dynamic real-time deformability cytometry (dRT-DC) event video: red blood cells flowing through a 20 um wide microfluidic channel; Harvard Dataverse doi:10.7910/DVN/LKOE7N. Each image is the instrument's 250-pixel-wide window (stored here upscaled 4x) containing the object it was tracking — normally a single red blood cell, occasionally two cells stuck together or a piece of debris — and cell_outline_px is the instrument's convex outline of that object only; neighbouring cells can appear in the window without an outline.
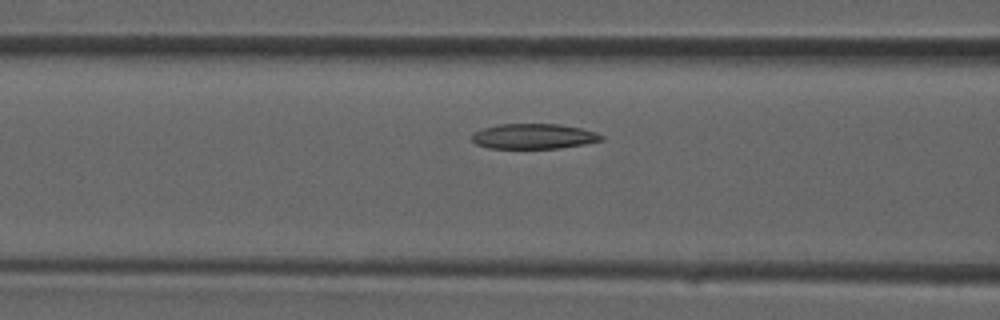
{"species": "common noctule bat (a hibernating species)", "species_latin": "Nyctalus noctula", "temperature_condition": "room temperature", "stored_images_in_passage": 31, "camera_frame_rate_fps": 3000, "um_per_image_px": 0.085, "animal": {"sex": "male", "forearm_length_mm": 52.5}, "frame": {"image": 1, "passage_image": 9, "time_ms": 2.667, "image_size_px": [1000, 320], "cell_outline_px": [[604, 140], [584, 144], [560, 148], [488, 148], [476, 144], [472, 140], [472, 132], [496, 124], [560, 124], [580, 128], [596, 132], [604, 136]], "centroid_in_image_um": [45.36, 11.58], "position_along_channel_um": 121.2, "area_um2": 19.07}}
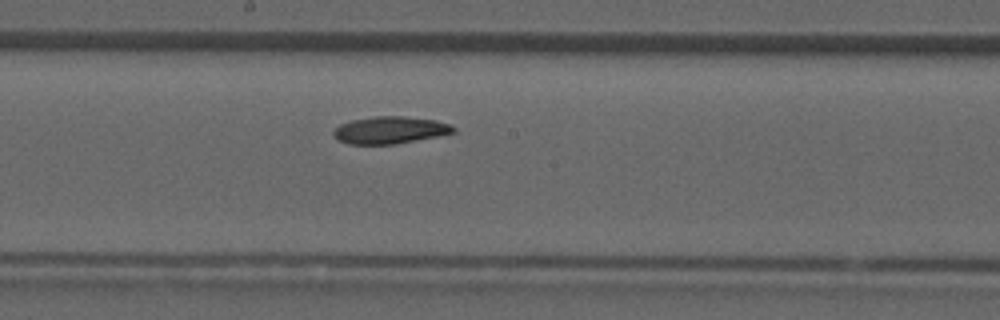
{"frame": {"image": 2, "passage_image": 14, "time_ms": 4.333, "image_size_px": [1000, 320], "cell_outline_px": [[456, 132], [396, 144], [348, 144], [332, 136], [332, 132], [340, 124], [352, 120], [376, 116], [404, 116], [436, 120], [448, 124], [456, 128]], "centroid_in_image_um": [33.14, 11.05], "position_along_channel_um": 215.1, "area_um2": 18.9}}
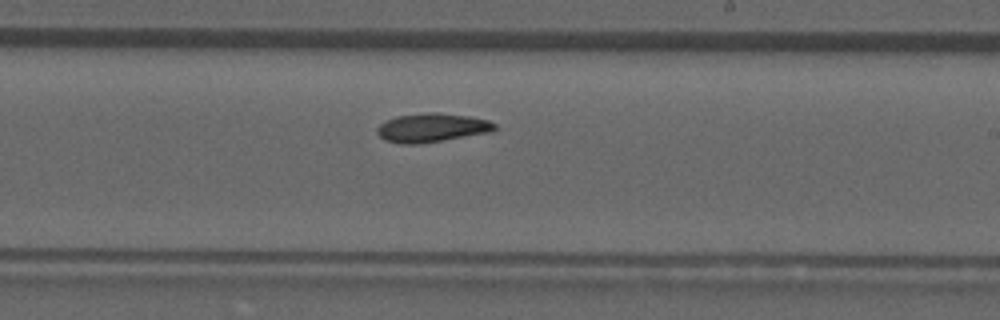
{"frame": {"image": 3, "passage_image": 16, "time_ms": 5.0, "image_size_px": [1000, 320], "cell_outline_px": [[496, 128], [492, 132], [420, 144], [400, 144], [384, 140], [376, 132], [376, 128], [384, 120], [396, 116], [428, 112], [436, 112], [468, 116], [488, 120], [496, 124]], "centroid_in_image_um": [36.68, 10.86], "position_along_channel_um": 252.3, "area_um2": 19.94}}